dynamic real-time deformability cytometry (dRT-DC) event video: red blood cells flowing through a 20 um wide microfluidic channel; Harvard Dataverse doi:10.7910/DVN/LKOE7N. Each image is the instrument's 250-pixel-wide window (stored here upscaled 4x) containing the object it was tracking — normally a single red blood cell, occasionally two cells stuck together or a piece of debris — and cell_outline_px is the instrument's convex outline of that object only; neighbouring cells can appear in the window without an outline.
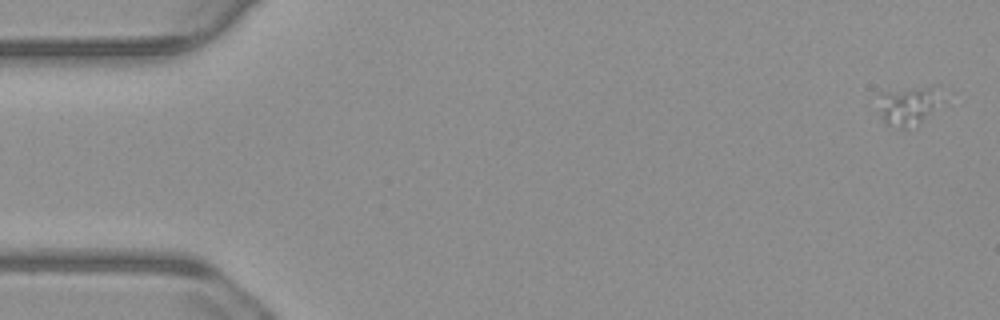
{"species": "common noctule bat (a hibernating species)", "species_latin": "Nyctalus noctula", "temperature_condition": "warm", "stored_images_in_passage": 55, "camera_frame_rate_fps": 3000, "um_per_image_px": 0.085, "animal": {"sex": "male", "body_mass_g": 23.1, "forearm_length_mm": 52.7}, "frame": {"image": 1, "passage_image": 1, "time_ms": 0.0, "image_size_px": [1000, 320], "cell_outline_px": [[940, 84], [928, 112], [920, 120], [904, 128], [900, 128], [888, 124], [884, 120], [880, 112], [880, 92], [936, 84]], "centroid_in_image_um": [77.08, 8.9], "position_along_channel_um": 7.9, "area_um2": 13.01}}
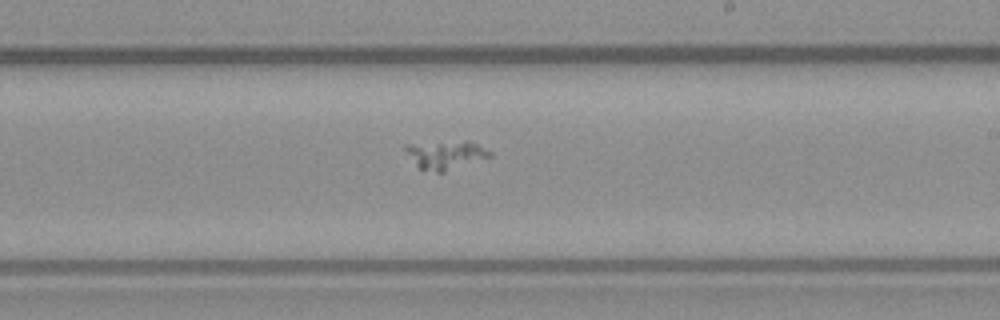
{"frame": {"image": 2, "passage_image": 32, "time_ms": 10.333, "image_size_px": [1000, 320], "cell_outline_px": [[492, 156], [444, 172], [436, 172], [420, 168], [416, 164], [404, 148], [404, 144], [476, 144], [492, 152]], "centroid_in_image_um": [37.87, 13.22], "position_along_channel_um": 251.1, "area_um2": 12.77}}
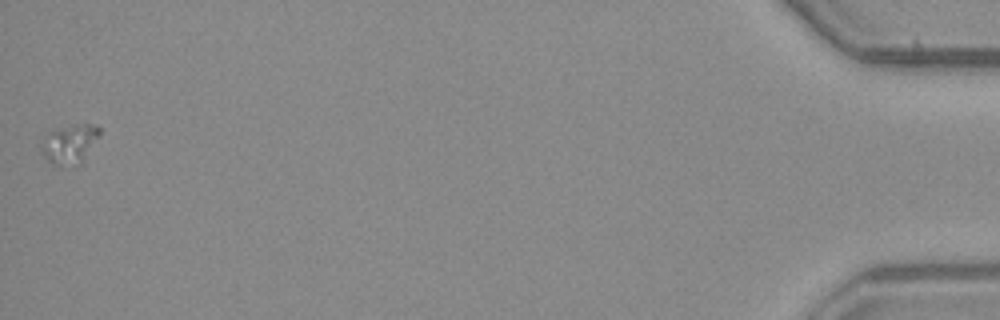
{"frame": {"image": 3, "passage_image": 55, "time_ms": 18.0, "image_size_px": [1000, 320], "cell_outline_px": [[100, 136], [84, 164], [52, 164], [40, 152], [40, 144], [48, 132], [84, 120], [96, 124], [100, 128]], "centroid_in_image_um": [6.0, 12.18], "position_along_channel_um": 429.2, "area_um2": 13.99}}